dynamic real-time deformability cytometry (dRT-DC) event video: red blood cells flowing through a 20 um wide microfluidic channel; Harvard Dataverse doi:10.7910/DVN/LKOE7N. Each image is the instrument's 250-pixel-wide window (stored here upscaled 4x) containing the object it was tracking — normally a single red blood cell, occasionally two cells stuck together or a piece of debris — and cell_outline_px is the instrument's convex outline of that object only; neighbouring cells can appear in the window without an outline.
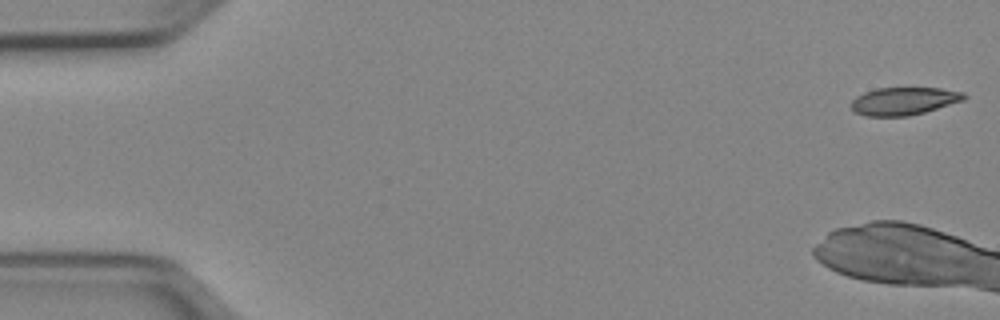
{"species": "Egyptian fruit bat (a non-hibernating species)", "species_latin": "Rousettus aegyptiacus", "temperature_condition": "cold", "stored_images_in_passage": 6, "camera_frame_rate_fps": 3000, "um_per_image_px": 0.085, "animal": {"sex": "female"}, "frame": {"image": 1, "passage_image": 1, "time_ms": 0.0, "image_size_px": [1000, 320], "cell_outline_px": [[968, 96], [964, 100], [924, 112], [908, 116], [864, 116], [856, 112], [852, 108], [852, 100], [856, 96], [864, 92], [876, 88], [940, 88], [964, 92]], "centroid_in_image_um": [76.84, 8.58], "position_along_channel_um": 8.2, "area_um2": 18.21}}